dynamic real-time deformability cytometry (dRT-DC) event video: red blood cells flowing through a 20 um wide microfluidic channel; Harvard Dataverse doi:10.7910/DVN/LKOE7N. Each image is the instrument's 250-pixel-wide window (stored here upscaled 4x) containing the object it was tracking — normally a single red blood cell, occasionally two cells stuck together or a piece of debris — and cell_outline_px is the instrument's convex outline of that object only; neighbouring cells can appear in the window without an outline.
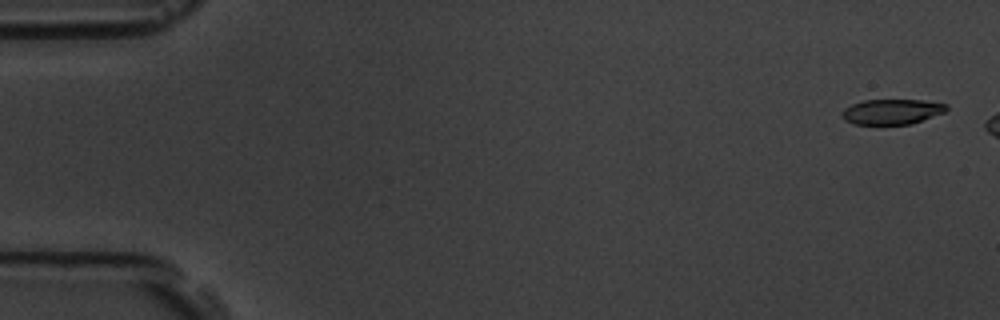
{"species": "common noctule bat (a hibernating species)", "species_latin": "Nyctalus noctula", "temperature_condition": "room temperature", "stored_images_in_passage": 10, "camera_frame_rate_fps": 3000, "um_per_image_px": 0.085, "animal": {"sex": "male", "body_mass_g": 19.5, "forearm_length_mm": 54.6}, "frame": {"image": 1, "passage_image": 1, "time_ms": 0.0, "image_size_px": [1000, 320], "cell_outline_px": [[948, 108], [944, 112], [912, 124], [852, 124], [844, 120], [840, 112], [844, 108], [852, 104], [864, 100], [924, 100], [948, 104]], "centroid_in_image_um": [75.79, 9.49], "position_along_channel_um": 9.2, "area_um2": 15.43}}
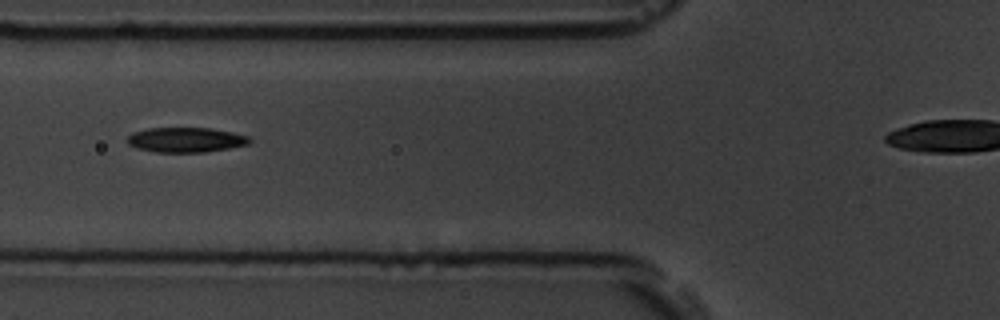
{"frame": {"image": 2, "passage_image": 6, "time_ms": 6.667, "image_size_px": [1000, 320], "cell_outline_px": [[252, 140], [248, 144], [228, 148], [204, 152], [156, 152], [136, 148], [128, 144], [124, 140], [132, 132], [148, 128], [212, 128], [232, 132], [248, 136]], "centroid_in_image_um": [15.75, 11.88], "position_along_channel_um": 110.1, "area_um2": 17.8}}
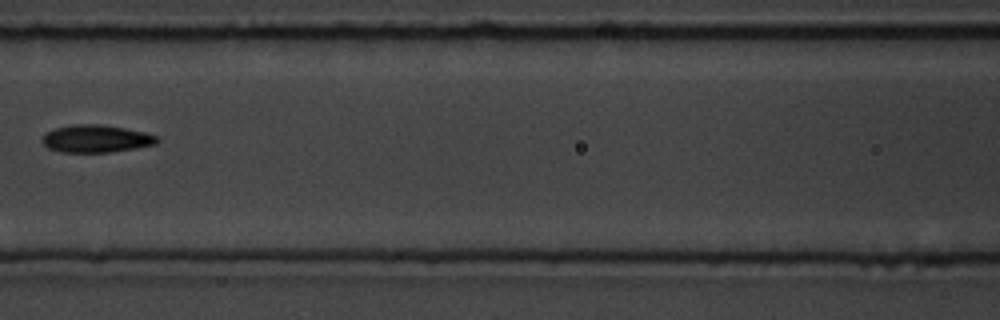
{"frame": {"image": 3, "passage_image": 7, "time_ms": 8.0, "image_size_px": [1000, 320], "cell_outline_px": [[160, 140], [156, 144], [136, 148], [108, 152], [64, 152], [48, 148], [40, 140], [44, 132], [56, 128], [76, 124], [100, 124], [124, 128], [144, 132], [160, 136]], "centroid_in_image_um": [8.17, 11.78], "position_along_channel_um": 158.4, "area_um2": 18.5}}